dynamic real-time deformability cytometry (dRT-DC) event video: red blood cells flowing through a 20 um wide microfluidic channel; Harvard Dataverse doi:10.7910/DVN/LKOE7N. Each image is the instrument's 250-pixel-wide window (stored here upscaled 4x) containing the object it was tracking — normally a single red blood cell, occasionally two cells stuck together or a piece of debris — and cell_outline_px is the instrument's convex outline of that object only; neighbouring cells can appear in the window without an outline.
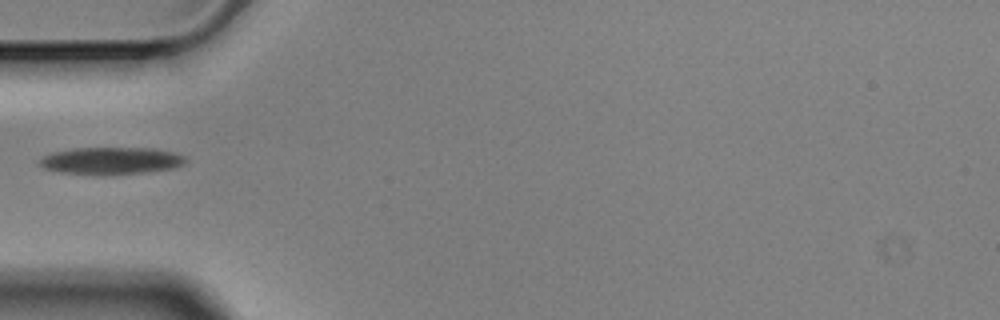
{"species": "Egyptian fruit bat (a non-hibernating species)", "species_latin": "Rousettus aegyptiacus", "temperature_condition": "cold", "stored_images_in_passage": 1, "camera_frame_rate_fps": 3000, "um_per_image_px": 0.085, "animal": {"sex": "male"}, "frame": {"image": 1, "passage_image": 1, "time_ms": 0.0, "image_size_px": [1000, 320], "cell_outline_px": [[188, 160], [184, 164], [176, 168], [148, 172], [96, 176], [60, 172], [44, 168], [40, 164], [40, 160], [44, 156], [52, 152], [72, 148], [152, 148], [176, 152], [184, 156]], "centroid_in_image_um": [9.49, 13.67], "position_along_channel_um": 75.5, "area_um2": 23.58}}